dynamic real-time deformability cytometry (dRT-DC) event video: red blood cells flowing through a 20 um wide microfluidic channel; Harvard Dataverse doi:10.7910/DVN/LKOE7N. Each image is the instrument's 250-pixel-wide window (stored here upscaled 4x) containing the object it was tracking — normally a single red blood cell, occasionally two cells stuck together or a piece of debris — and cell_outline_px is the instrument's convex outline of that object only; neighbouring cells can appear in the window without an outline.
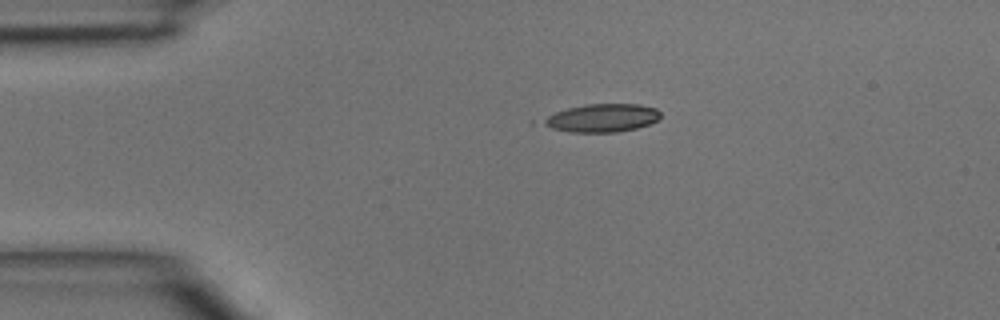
{"species": "common noctule bat (a hibernating species)", "species_latin": "Nyctalus noctula", "temperature_condition": "room temperature", "stored_images_in_passage": 2, "camera_frame_rate_fps": 3000, "um_per_image_px": 0.085, "animal": {"sex": "male", "body_mass_g": 15.6}, "frame": {"image": 1, "passage_image": 1, "time_ms": 0.0, "image_size_px": [1000, 320], "cell_outline_px": [[660, 116], [656, 120], [648, 124], [636, 128], [616, 132], [572, 132], [552, 128], [544, 124], [540, 120], [556, 112], [568, 108], [584, 104], [640, 104], [656, 108], [660, 112]], "centroid_in_image_um": [51.18, 10.02], "position_along_channel_um": 33.8, "area_um2": 19.02}}